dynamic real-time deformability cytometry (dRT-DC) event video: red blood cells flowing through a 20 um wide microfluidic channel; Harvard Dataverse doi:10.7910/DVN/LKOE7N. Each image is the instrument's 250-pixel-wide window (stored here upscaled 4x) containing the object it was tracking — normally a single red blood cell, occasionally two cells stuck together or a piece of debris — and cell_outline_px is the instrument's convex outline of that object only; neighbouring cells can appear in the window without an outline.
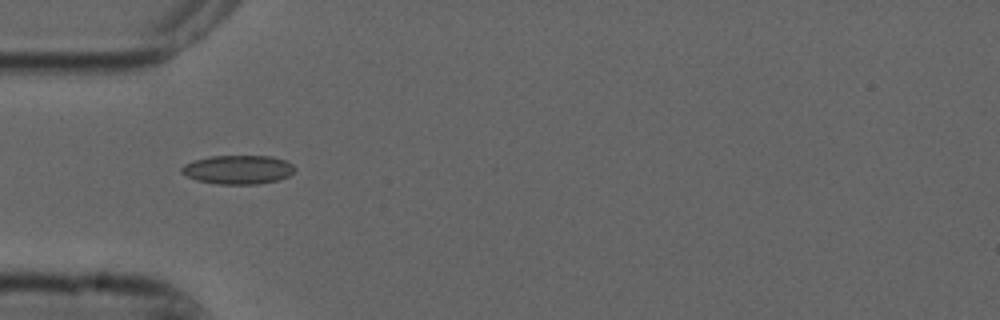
{"species": "common noctule bat (a hibernating species)", "species_latin": "Nyctalus noctula", "temperature_condition": "cold", "stored_images_in_passage": 35, "camera_frame_rate_fps": 3000, "um_per_image_px": 0.085, "animal": {"sex": "male", "forearm_length_mm": 52.5}, "frame": {"image": 1, "passage_image": 1, "time_ms": 0.0, "image_size_px": [1000, 320], "cell_outline_px": [[296, 168], [288, 176], [276, 180], [260, 184], [216, 184], [196, 180], [180, 172], [180, 168], [184, 164], [192, 160], [212, 156], [272, 156], [284, 160], [292, 164]], "centroid_in_image_um": [20.2, 14.41], "position_along_channel_um": 64.8, "area_um2": 19.07}}
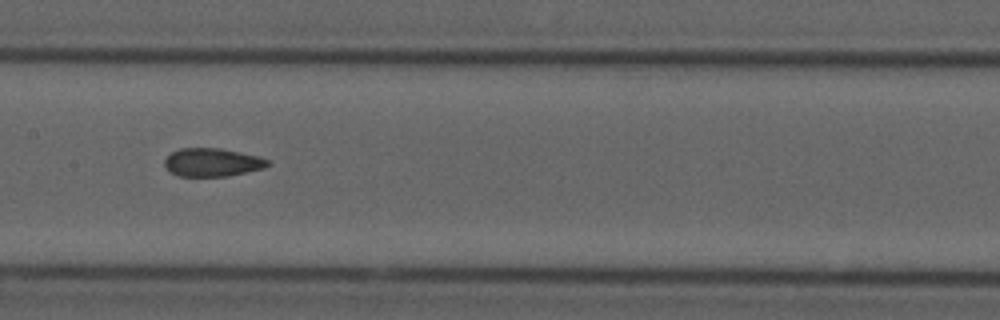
{"frame": {"image": 2, "passage_image": 11, "time_ms": 3.333, "image_size_px": [1000, 320], "cell_outline_px": [[272, 164], [264, 168], [228, 176], [180, 176], [172, 172], [164, 164], [164, 160], [172, 152], [180, 148], [220, 148], [260, 156], [268, 160]], "centroid_in_image_um": [18.09, 13.79], "position_along_channel_um": 189.3, "area_um2": 16.94}}
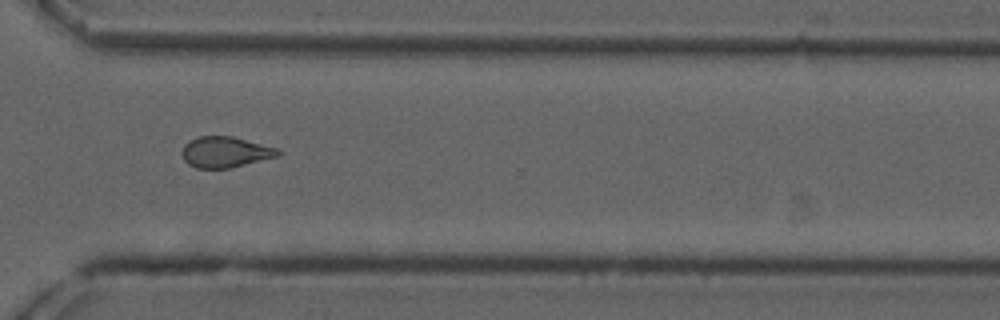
{"frame": {"image": 3, "passage_image": 24, "time_ms": 7.667, "image_size_px": [1000, 320], "cell_outline_px": [[280, 156], [228, 168], [196, 168], [188, 164], [184, 160], [184, 144], [188, 140], [200, 136], [232, 136], [280, 148]], "centroid_in_image_um": [19.19, 12.91], "position_along_channel_um": 351.4, "area_um2": 17.22}, "authors_computed_cell_mechanics": {"area_um2": 17.5712, "velocity_mm_per_s": 3.7454, "shape_relaxation_time_tau1_ms": null, "shape_relaxation_time_tau2_ms": 2.3311, "deformation_change_tau1": null, "deformation_change_tau2": 0.0854}}